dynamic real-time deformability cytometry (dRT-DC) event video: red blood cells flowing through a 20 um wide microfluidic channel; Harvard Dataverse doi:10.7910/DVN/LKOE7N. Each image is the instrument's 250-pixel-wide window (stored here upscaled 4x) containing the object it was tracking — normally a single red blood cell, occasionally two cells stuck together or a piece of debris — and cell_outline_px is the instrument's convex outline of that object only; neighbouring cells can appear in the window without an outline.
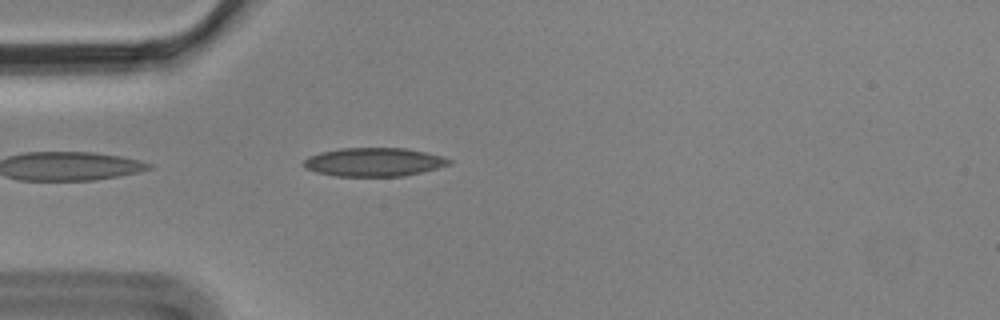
{"species": "Egyptian fruit bat (a non-hibernating species)", "species_latin": "Rousettus aegyptiacus", "temperature_condition": "cold", "stored_images_in_passage": 1, "camera_frame_rate_fps": 3000, "um_per_image_px": 0.085, "animal": {"sex": "male"}, "frame": {"image": 1, "passage_image": 1, "time_ms": 0.0, "image_size_px": [1000, 320], "cell_outline_px": [[452, 164], [404, 176], [336, 176], [316, 172], [304, 168], [300, 164], [308, 156], [320, 152], [340, 148], [404, 148], [444, 156], [452, 160]], "centroid_in_image_um": [31.75, 13.77], "position_along_channel_um": 53.3, "area_um2": 24.33}}